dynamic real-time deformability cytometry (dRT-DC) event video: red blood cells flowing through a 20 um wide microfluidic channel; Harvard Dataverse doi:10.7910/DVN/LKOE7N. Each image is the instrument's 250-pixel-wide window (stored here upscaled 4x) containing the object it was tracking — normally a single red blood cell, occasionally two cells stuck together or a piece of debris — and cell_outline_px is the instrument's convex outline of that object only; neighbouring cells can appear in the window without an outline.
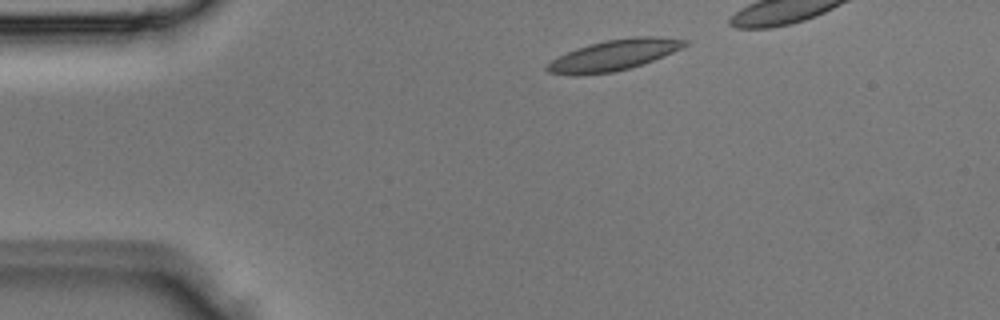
{"species": "Egyptian fruit bat (a non-hibernating species)", "species_latin": "Rousettus aegyptiacus", "temperature_condition": "room temperature", "stored_images_in_passage": 3, "camera_frame_rate_fps": 3000, "um_per_image_px": 0.085, "animal": {"sex": "male"}, "frame": {"image": 1, "passage_image": 1, "time_ms": 0.0, "image_size_px": [1000, 320], "cell_outline_px": [[688, 44], [664, 56], [644, 64], [612, 72], [576, 76], [572, 76], [548, 72], [544, 68], [552, 60], [576, 48], [588, 44], [604, 40], [636, 36], [656, 36], [688, 40]], "centroid_in_image_um": [52.16, 4.69], "position_along_channel_um": 32.8, "area_um2": 24.68}}